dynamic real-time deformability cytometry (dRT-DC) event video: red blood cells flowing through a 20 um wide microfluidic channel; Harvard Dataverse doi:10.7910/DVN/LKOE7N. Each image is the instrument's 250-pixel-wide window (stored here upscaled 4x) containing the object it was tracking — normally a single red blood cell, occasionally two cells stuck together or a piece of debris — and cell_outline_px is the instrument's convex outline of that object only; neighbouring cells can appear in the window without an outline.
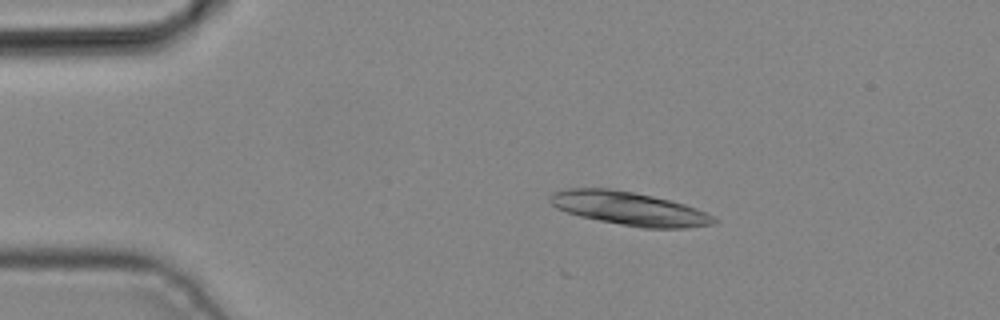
{"species": "common noctule bat (a hibernating species)", "species_latin": "Nyctalus noctula", "temperature_condition": "cold", "stored_images_in_passage": 3, "camera_frame_rate_fps": 3000, "um_per_image_px": 0.085, "animal": {"sex": "male", "body_mass_g": 19.2, "forearm_length_mm": 51.8}, "frame": {"image": 1, "passage_image": 2, "time_ms": 0.333, "image_size_px": [1000, 320], "cell_outline_px": [[720, 220], [716, 224], [684, 228], [644, 228], [620, 224], [580, 216], [556, 208], [548, 200], [548, 196], [552, 192], [568, 188], [608, 188], [632, 192], [672, 200], [696, 208]], "centroid_in_image_um": [53.48, 17.72], "position_along_channel_um": 31.5, "area_um2": 31.91}}